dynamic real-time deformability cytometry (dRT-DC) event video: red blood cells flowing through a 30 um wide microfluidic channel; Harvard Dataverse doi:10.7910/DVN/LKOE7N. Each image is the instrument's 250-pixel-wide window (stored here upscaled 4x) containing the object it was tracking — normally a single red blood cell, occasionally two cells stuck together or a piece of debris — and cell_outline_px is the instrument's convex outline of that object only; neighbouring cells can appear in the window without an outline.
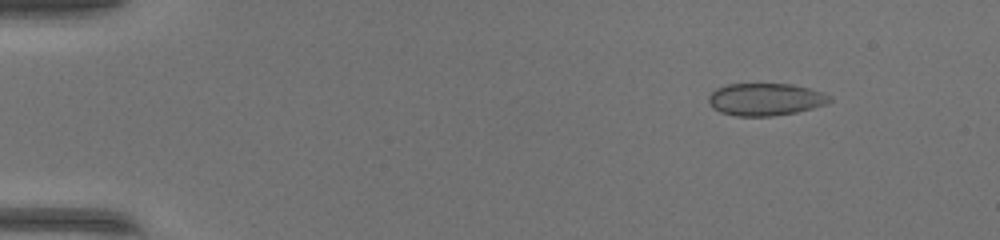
{"species": "common noctule bat (a hibernating species)", "species_latin": "Nyctalus noctula", "temperature_condition": "warm", "stored_images_in_passage": 45, "camera_frame_rate_fps": 3000, "um_per_image_px": 0.085, "animal": {"sex": "female", "body_mass_g": 17.0, "forearm_length_mm": 48.0}, "frame": {"image": 1, "passage_image": 1, "time_ms": 0.0, "image_size_px": [1000, 240], "cell_outline_px": [[832, 100], [824, 104], [812, 108], [796, 112], [772, 116], [736, 116], [720, 112], [712, 108], [708, 104], [708, 96], [716, 88], [728, 84], [792, 84], [808, 88], [820, 92], [828, 96]], "centroid_in_image_um": [64.99, 8.45], "position_along_channel_um": 20.0, "area_um2": 22.72}}
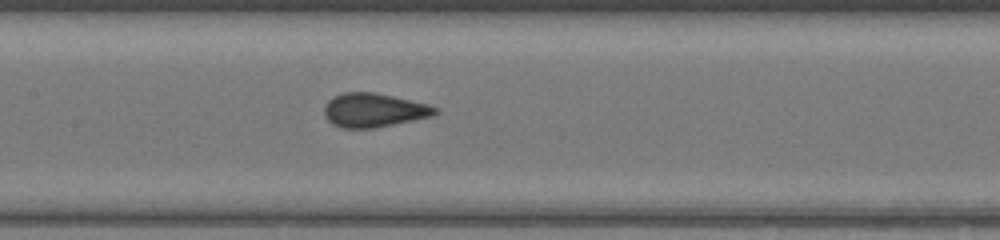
{"frame": {"image": 2, "passage_image": 20, "time_ms": 6.333, "image_size_px": [1000, 240], "cell_outline_px": [[440, 112], [432, 116], [372, 128], [340, 128], [332, 124], [324, 116], [324, 104], [332, 96], [344, 92], [372, 92], [392, 96], [428, 104], [440, 108]], "centroid_in_image_um": [31.75, 9.36], "position_along_channel_um": 175.7, "area_um2": 21.96}}
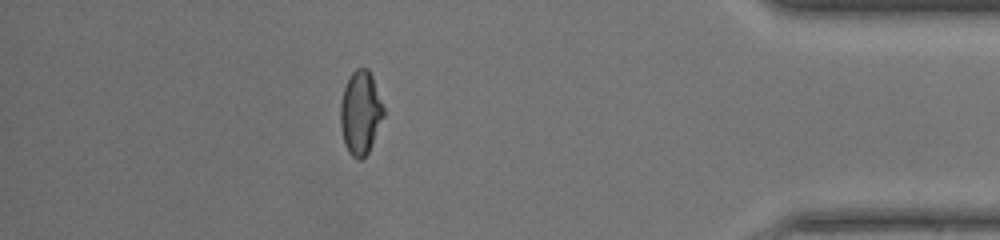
{"frame": {"image": 3, "passage_image": 39, "time_ms": 12.667, "image_size_px": [1000, 240], "cell_outline_px": [[384, 116], [368, 152], [360, 160], [356, 160], [348, 152], [344, 144], [340, 128], [340, 104], [344, 88], [352, 72], [356, 68], [368, 68], [372, 76], [384, 108]], "centroid_in_image_um": [30.62, 9.6], "position_along_channel_um": 404.6, "area_um2": 20.98}, "authors_computed_cell_mechanics": {"area_um2": 21.7906, "velocity_mm_per_s": 4.2401, "shape_relaxation_time_tau1_ms": 10.7448, "shape_relaxation_time_tau2_ms": null, "deformation_change_tau1": 0.232, "deformation_change_tau2": null}}